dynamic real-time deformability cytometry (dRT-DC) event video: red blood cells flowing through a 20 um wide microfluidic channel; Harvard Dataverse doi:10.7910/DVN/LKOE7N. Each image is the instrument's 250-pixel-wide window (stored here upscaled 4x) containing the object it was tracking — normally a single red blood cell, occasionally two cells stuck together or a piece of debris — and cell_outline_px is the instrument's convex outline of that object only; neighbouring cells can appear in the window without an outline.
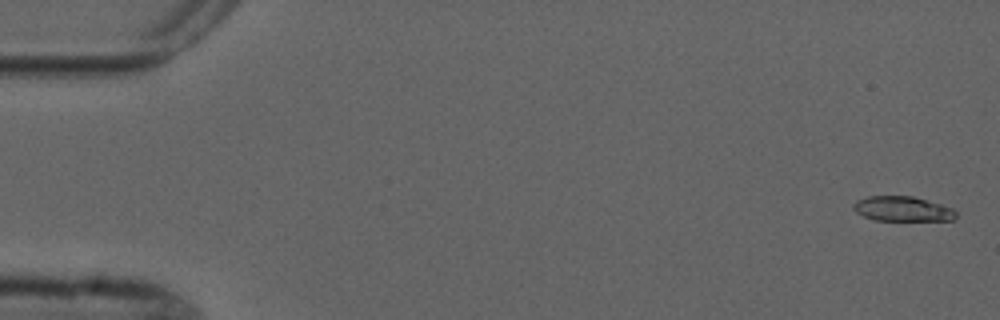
{"species": "common noctule bat (a hibernating species)", "species_latin": "Nyctalus noctula", "temperature_condition": "cold", "stored_images_in_passage": 5, "camera_frame_rate_fps": 3000, "um_per_image_px": 0.085, "animal": {"sex": "male", "forearm_length_mm": 52.5}, "frame": {"image": 1, "passage_image": 1, "time_ms": 0.0, "image_size_px": [1000, 320], "cell_outline_px": [[956, 220], [876, 220], [864, 216], [856, 212], [852, 208], [852, 204], [856, 200], [868, 196], [912, 196], [940, 204], [952, 208], [956, 212]], "centroid_in_image_um": [76.69, 17.75], "position_along_channel_um": 8.3, "area_um2": 14.8}}
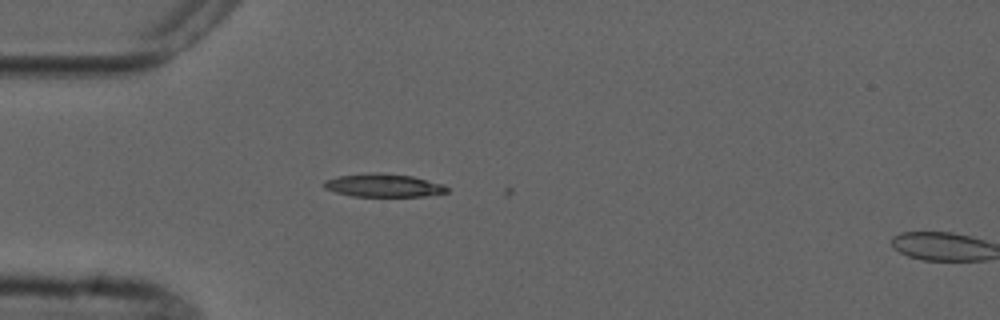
{"frame": {"image": 2, "passage_image": 5, "time_ms": 4.667, "image_size_px": [1000, 320], "cell_outline_px": [[448, 192], [424, 196], [352, 196], [336, 192], [324, 188], [324, 180], [340, 176], [372, 172], [384, 172], [412, 176], [444, 184], [448, 188]], "centroid_in_image_um": [32.61, 15.75], "position_along_channel_um": 52.4, "area_um2": 16.59}}